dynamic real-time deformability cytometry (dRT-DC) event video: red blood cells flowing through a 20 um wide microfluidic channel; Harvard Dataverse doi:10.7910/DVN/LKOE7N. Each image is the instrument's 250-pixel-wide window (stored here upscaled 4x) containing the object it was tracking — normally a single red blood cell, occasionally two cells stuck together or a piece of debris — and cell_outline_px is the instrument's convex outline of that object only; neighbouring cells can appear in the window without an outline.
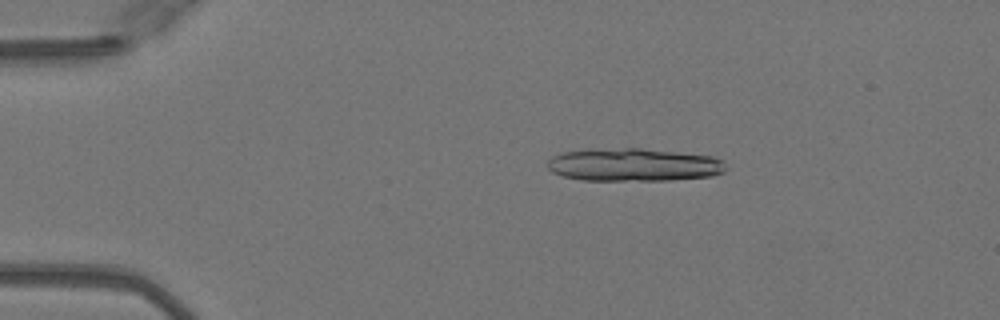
{"species": "Egyptian fruit bat (a non-hibernating species)", "species_latin": "Rousettus aegyptiacus", "temperature_condition": "warm", "stored_images_in_passage": 49, "segment_of_instrument_passage": [1, 2], "camera_frame_rate_fps": 3000, "um_per_image_px": 0.085, "animal": {"sex": "female"}, "frame": {"image": 1, "passage_image": 8, "time_ms": 2.333, "image_size_px": [1000, 320], "cell_outline_px": [[728, 168], [724, 172], [712, 176], [672, 180], [584, 180], [564, 176], [552, 172], [548, 168], [548, 160], [552, 156], [560, 152], [624, 148], [640, 148], [712, 156], [724, 160]], "centroid_in_image_um": [53.92, 14.01], "position_along_channel_um": 31.1, "area_um2": 34.16}}